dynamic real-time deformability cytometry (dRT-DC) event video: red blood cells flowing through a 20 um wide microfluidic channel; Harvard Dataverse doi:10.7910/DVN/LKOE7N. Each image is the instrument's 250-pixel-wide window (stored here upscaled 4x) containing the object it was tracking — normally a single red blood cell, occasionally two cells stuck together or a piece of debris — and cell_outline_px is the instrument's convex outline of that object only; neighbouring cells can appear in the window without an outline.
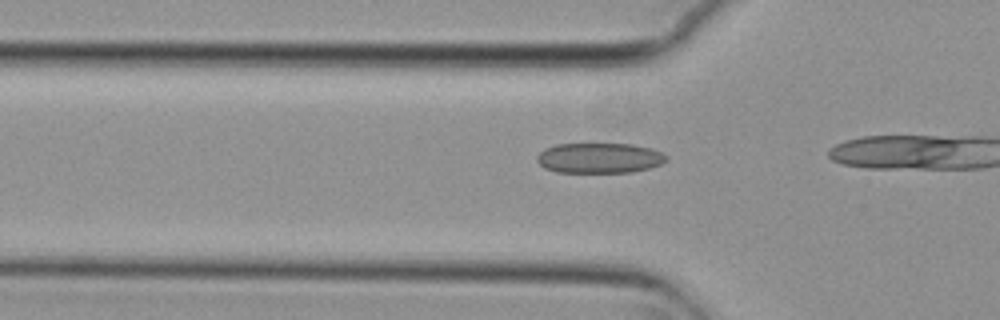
{"species": "common noctule bat (a hibernating species)", "species_latin": "Nyctalus noctula", "temperature_condition": "cold", "stored_images_in_passage": 16, "camera_frame_rate_fps": 3000, "um_per_image_px": 0.085, "animal": {"sex": "female", "body_mass_g": 29.2, "forearm_length_mm": 56.3}, "frame": {"image": 1, "passage_image": 14, "time_ms": 4.333, "image_size_px": [1000, 320], "cell_outline_px": [[668, 160], [660, 164], [648, 168], [632, 172], [556, 172], [544, 168], [536, 160], [536, 156], [544, 148], [556, 144], [632, 144], [652, 148], [668, 156]], "centroid_in_image_um": [50.93, 13.43], "position_along_channel_um": 74.9, "area_um2": 22.89}}